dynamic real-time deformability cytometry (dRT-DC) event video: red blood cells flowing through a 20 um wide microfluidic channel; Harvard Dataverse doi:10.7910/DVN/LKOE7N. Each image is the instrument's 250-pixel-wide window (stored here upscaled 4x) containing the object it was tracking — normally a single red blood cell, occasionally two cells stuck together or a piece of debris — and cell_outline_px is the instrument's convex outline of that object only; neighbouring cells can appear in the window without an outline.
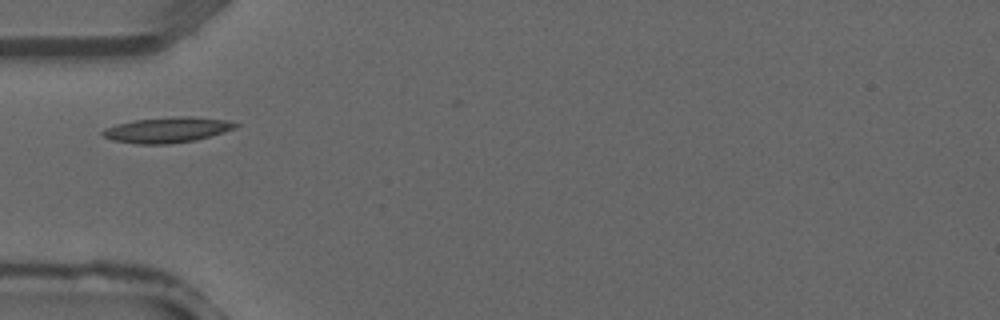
{"species": "common noctule bat (a hibernating species)", "species_latin": "Nyctalus noctula", "temperature_condition": "warm", "stored_images_in_passage": 27, "camera_frame_rate_fps": 3000, "um_per_image_px": 0.085, "animal": {"sex": "male", "forearm_length_mm": 52.5}, "frame": {"image": 1, "passage_image": 1, "time_ms": 0.0, "image_size_px": [1000, 320], "cell_outline_px": [[240, 124], [236, 128], [196, 140], [168, 144], [136, 144], [112, 140], [104, 136], [100, 132], [104, 128], [116, 124], [132, 120], [172, 116], [192, 116], [228, 120]], "centroid_in_image_um": [14.2, 11.03], "position_along_channel_um": 70.8, "area_um2": 19.94}}
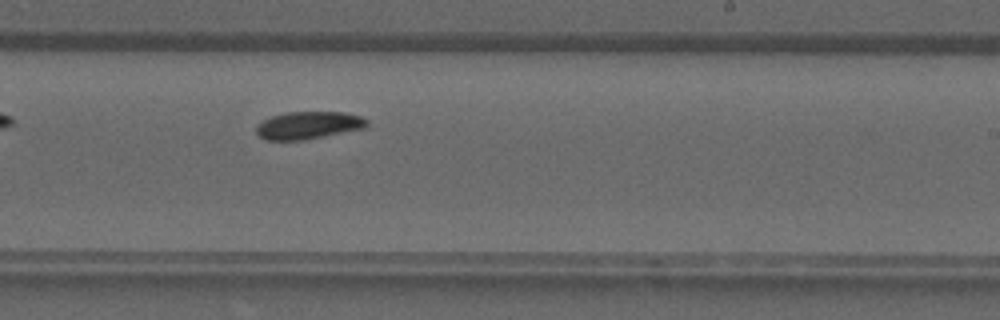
{"frame": {"image": 2, "passage_image": 12, "time_ms": 3.667, "image_size_px": [1000, 320], "cell_outline_px": [[368, 124], [364, 128], [304, 140], [264, 140], [256, 132], [256, 124], [272, 116], [288, 112], [344, 112], [360, 116], [368, 120]], "centroid_in_image_um": [26.2, 10.65], "position_along_channel_um": 262.8, "area_um2": 17.69}}
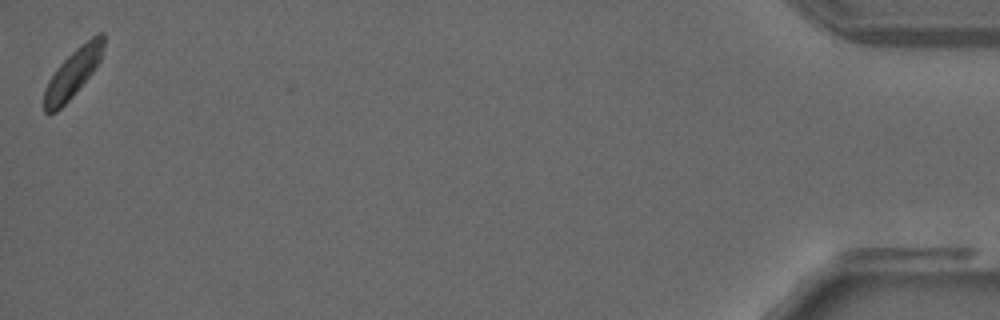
{"frame": {"image": 3, "passage_image": 27, "time_ms": 8.667, "image_size_px": [1000, 320], "cell_outline_px": [[104, 44], [100, 60], [96, 68], [72, 96], [56, 112], [48, 116], [44, 112], [44, 88], [48, 80], [56, 68], [76, 48], [92, 36], [100, 32], [104, 32]], "centroid_in_image_um": [6.18, 6.23], "position_along_channel_um": 429.0, "area_um2": 16.65}}